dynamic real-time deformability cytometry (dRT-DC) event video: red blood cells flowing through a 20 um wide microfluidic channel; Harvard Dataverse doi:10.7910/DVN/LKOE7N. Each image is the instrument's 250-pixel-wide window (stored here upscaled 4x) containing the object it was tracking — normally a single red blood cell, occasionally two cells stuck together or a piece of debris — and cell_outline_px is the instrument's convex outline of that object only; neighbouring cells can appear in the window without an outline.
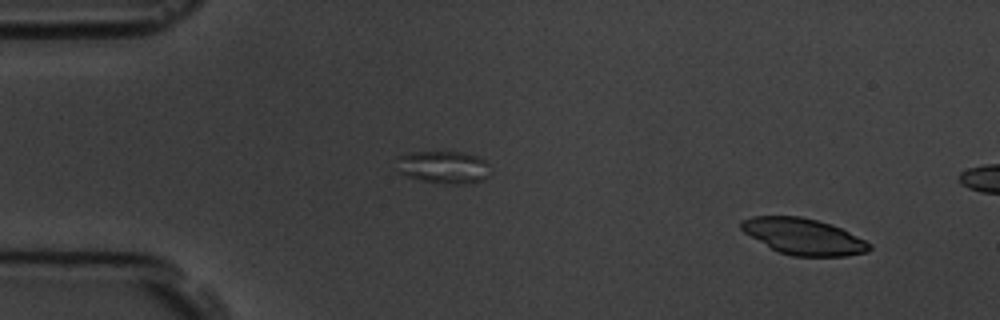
{"species": "common noctule bat (a hibernating species)", "species_latin": "Nyctalus noctula", "temperature_condition": "room temperature", "stored_images_in_passage": 5, "camera_frame_rate_fps": 3000, "um_per_image_px": 0.085, "animal": {"sex": "male", "body_mass_g": 19.5, "forearm_length_mm": 54.6}, "frame": {"image": 1, "passage_image": 1, "time_ms": 0.0, "image_size_px": [1000, 320], "cell_outline_px": [[872, 248], [868, 252], [844, 256], [792, 256], [780, 252], [772, 248], [744, 232], [740, 228], [740, 220], [752, 216], [800, 216], [832, 224], [872, 244]], "centroid_in_image_um": [68.3, 20.1], "position_along_channel_um": 16.7, "area_um2": 26.82}}